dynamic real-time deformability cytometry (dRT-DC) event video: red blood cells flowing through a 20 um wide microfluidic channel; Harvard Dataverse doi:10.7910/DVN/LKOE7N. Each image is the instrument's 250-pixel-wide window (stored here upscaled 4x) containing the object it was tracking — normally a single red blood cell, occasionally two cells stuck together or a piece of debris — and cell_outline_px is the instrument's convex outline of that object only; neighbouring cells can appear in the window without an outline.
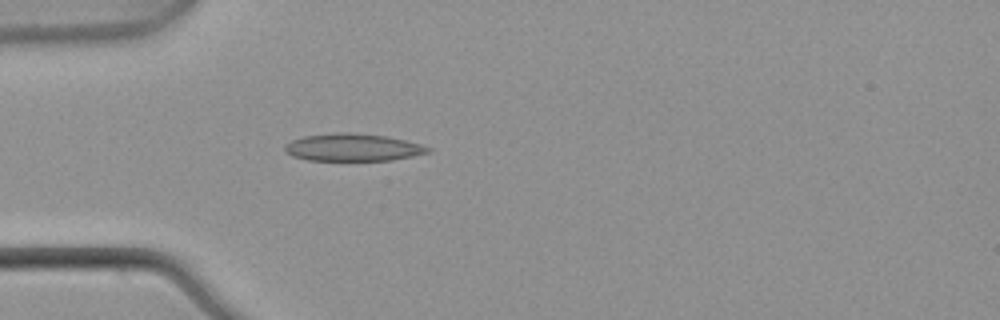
{"species": "common noctule bat (a hibernating species)", "species_latin": "Nyctalus noctula", "temperature_condition": "warm", "stored_images_in_passage": 38, "camera_frame_rate_fps": 3000, "um_per_image_px": 0.085, "animal": {"sex": "male", "body_mass_g": 21.5, "forearm_length_mm": 52.0}, "frame": {"image": 1, "passage_image": 1, "time_ms": 0.0, "image_size_px": [1000, 320], "cell_outline_px": [[432, 148], [428, 152], [412, 156], [392, 160], [308, 160], [292, 156], [284, 152], [284, 144], [292, 140], [304, 136], [336, 132], [348, 132], [388, 136], [420, 144]], "centroid_in_image_um": [29.95, 12.52], "position_along_channel_um": 55.1, "area_um2": 22.89}}
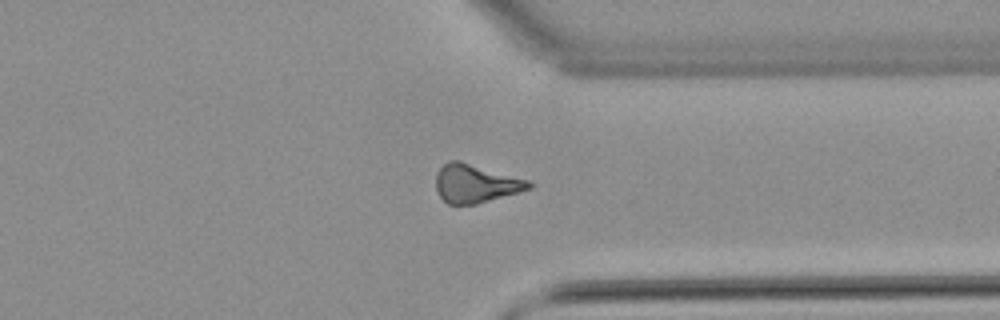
{"frame": {"image": 2, "passage_image": 26, "time_ms": 8.333, "image_size_px": [1000, 320], "cell_outline_px": [[536, 184], [532, 188], [520, 192], [476, 204], [448, 204], [436, 192], [436, 172], [448, 160], [460, 160], [528, 180]], "centroid_in_image_um": [40.43, 15.59], "position_along_channel_um": 371.0, "area_um2": 20.92}}
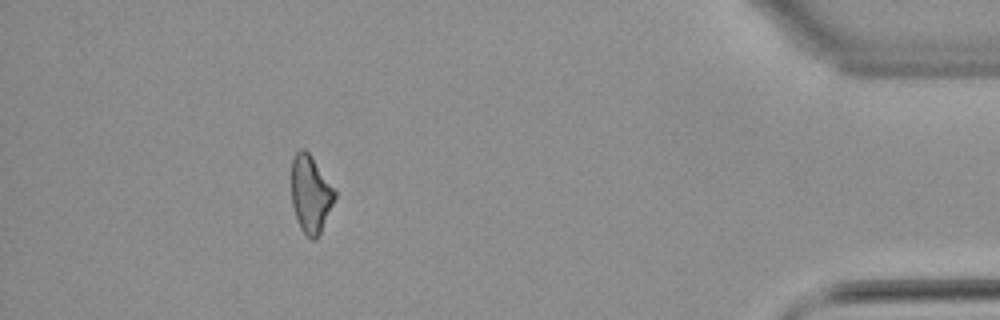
{"frame": {"image": 3, "passage_image": 33, "time_ms": 10.667, "image_size_px": [1000, 320], "cell_outline_px": [[336, 196], [320, 232], [316, 240], [312, 240], [300, 228], [292, 204], [292, 160], [296, 152], [300, 148], [304, 148], [308, 152], [336, 192]], "centroid_in_image_um": [26.38, 16.49], "position_along_channel_um": 408.8, "area_um2": 19.02}, "authors_computed_cell_mechanics": {"area_um2": 20.8947, "velocity_mm_per_s": 3.8878, "shape_relaxation_time_tau1_ms": null, "shape_relaxation_time_tau2_ms": 6.4181, "deformation_change_tau1": null, "deformation_change_tau2": 0.1725}}